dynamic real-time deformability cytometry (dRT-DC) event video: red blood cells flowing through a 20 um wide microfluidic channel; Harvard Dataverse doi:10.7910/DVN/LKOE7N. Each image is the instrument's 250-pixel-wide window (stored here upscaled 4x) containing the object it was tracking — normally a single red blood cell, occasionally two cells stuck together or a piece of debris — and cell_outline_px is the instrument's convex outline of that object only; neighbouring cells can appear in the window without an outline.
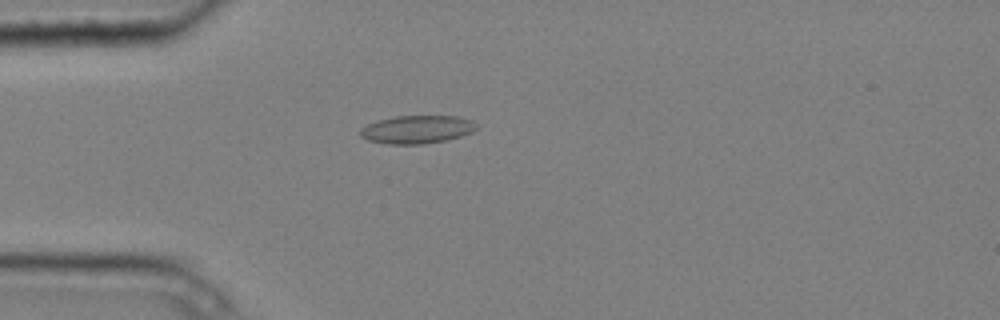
{"species": "common noctule bat (a hibernating species)", "species_latin": "Nyctalus noctula", "temperature_condition": "cold", "stored_images_in_passage": 4, "camera_frame_rate_fps": 3000, "um_per_image_px": 0.085, "animal": {"sex": "male", "body_mass_g": 20.4}, "frame": {"image": 1, "passage_image": 4, "time_ms": 1.0, "image_size_px": [1000, 320], "cell_outline_px": [[476, 128], [472, 132], [448, 140], [420, 144], [388, 144], [368, 140], [360, 136], [360, 128], [376, 120], [396, 116], [456, 116], [472, 120], [476, 124]], "centroid_in_image_um": [35.42, 11.0], "position_along_channel_um": 49.6, "area_um2": 19.02}}